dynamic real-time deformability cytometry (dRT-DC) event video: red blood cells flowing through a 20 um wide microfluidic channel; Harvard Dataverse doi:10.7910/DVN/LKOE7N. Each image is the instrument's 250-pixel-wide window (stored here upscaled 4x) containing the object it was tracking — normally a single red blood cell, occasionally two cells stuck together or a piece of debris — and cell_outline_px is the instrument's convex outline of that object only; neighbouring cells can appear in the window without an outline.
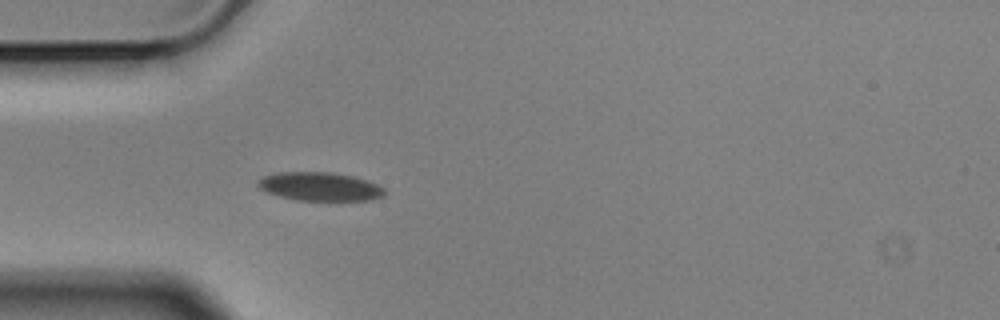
{"species": "Egyptian fruit bat (a non-hibernating species)", "species_latin": "Rousettus aegyptiacus", "temperature_condition": "cold", "stored_images_in_passage": 4, "camera_frame_rate_fps": 3000, "um_per_image_px": 0.085, "animal": {"sex": "male"}, "frame": {"image": 1, "passage_image": 4, "time_ms": 1.0, "image_size_px": [1000, 320], "cell_outline_px": [[388, 192], [384, 196], [368, 200], [296, 200], [280, 196], [268, 192], [260, 188], [256, 184], [264, 176], [276, 172], [332, 172], [352, 176], [368, 180], [384, 188]], "centroid_in_image_um": [27.23, 15.85], "position_along_channel_um": 57.8, "area_um2": 21.04}}